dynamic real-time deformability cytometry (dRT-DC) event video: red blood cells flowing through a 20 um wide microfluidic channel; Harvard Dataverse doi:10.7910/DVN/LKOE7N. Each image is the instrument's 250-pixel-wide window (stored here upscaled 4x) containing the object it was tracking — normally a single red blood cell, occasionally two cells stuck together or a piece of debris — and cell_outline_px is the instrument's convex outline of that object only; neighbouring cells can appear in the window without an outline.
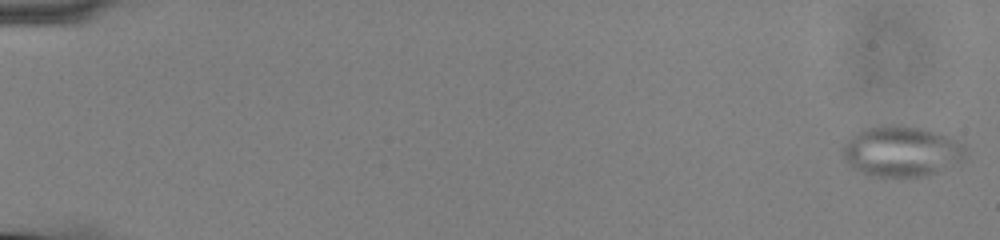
{"species": "common noctule bat (a hibernating species)", "species_latin": "Nyctalus noctula", "temperature_condition": "cold", "stored_images_in_passage": 57, "camera_frame_rate_fps": 3000, "um_per_image_px": 0.085, "animal": {"sex": "male", "body_mass_g": 13.0, "forearm_length_mm": 53.1}, "frame": {"image": 1, "passage_image": 1, "time_ms": 0.0, "image_size_px": [1000, 240], "cell_outline_px": [[968, 152], [964, 160], [936, 172], [924, 176], [872, 176], [852, 168], [844, 160], [840, 148], [856, 132], [864, 128], [876, 124], [904, 124], [924, 128], [964, 144]], "centroid_in_image_um": [76.59, 12.83], "position_along_channel_um": 8.4, "area_um2": 36.59}}
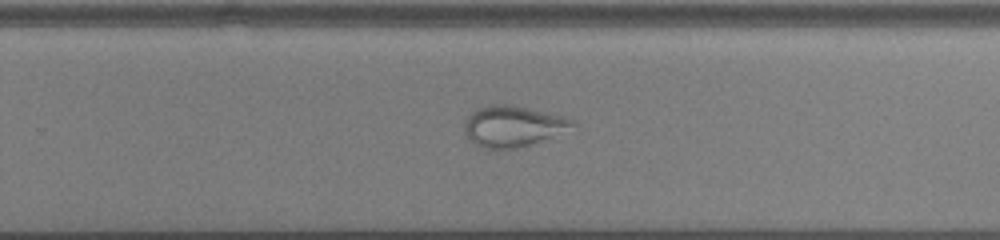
{"frame": {"image": 2, "passage_image": 38, "time_ms": 12.333, "image_size_px": [1000, 240], "cell_outline_px": [[576, 124], [548, 136], [528, 144], [516, 148], [484, 148], [476, 144], [464, 132], [464, 120], [476, 108], [488, 104], [512, 104], [564, 116], [576, 120]], "centroid_in_image_um": [43.51, 10.68], "position_along_channel_um": 286.3, "area_um2": 25.14}}
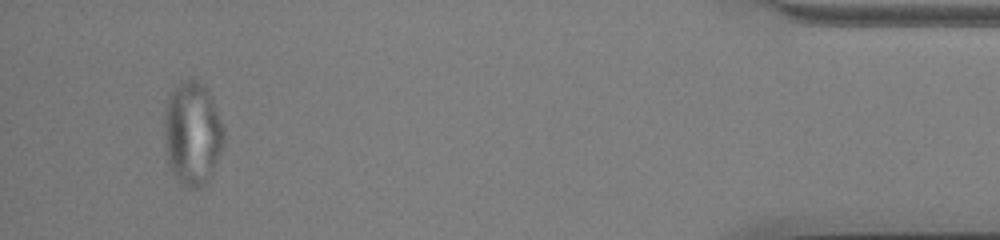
{"frame": {"image": 3, "passage_image": 54, "time_ms": 17.667, "image_size_px": [1000, 240], "cell_outline_px": [[224, 144], [212, 176], [200, 188], [188, 188], [180, 184], [176, 180], [168, 164], [164, 136], [164, 112], [168, 100], [172, 92], [184, 80], [196, 80], [204, 84], [212, 100], [224, 128]], "centroid_in_image_um": [16.36, 11.41], "position_along_channel_um": 418.8, "area_um2": 36.07}}